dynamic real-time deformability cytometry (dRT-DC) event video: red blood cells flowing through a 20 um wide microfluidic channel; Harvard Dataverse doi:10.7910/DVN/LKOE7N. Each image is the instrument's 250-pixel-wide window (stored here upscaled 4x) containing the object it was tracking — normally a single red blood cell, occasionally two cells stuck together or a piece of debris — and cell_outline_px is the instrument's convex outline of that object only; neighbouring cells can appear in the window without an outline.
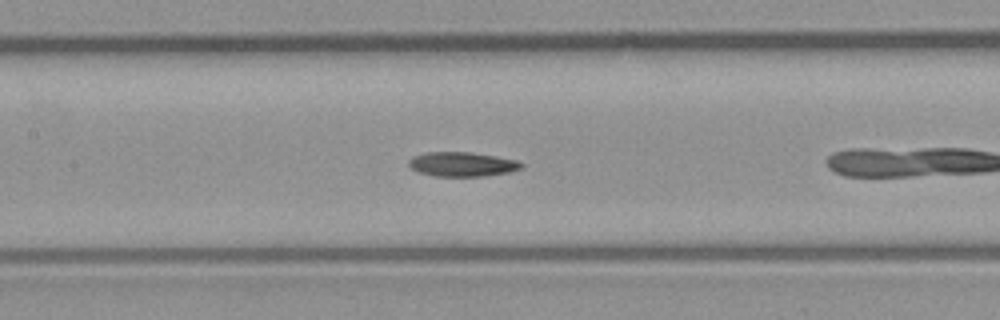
{"species": "common noctule bat (a hibernating species)", "species_latin": "Nyctalus noctula", "temperature_condition": "room temperature", "stored_images_in_passage": 18, "camera_frame_rate_fps": 3000, "um_per_image_px": 0.085, "animal": {"sex": "male", "body_mass_g": 23.1, "forearm_length_mm": 52.7}, "frame": {"image": 1, "passage_image": 8, "time_ms": 2.333, "image_size_px": [1000, 320], "cell_outline_px": [[524, 168], [508, 172], [484, 176], [436, 176], [420, 172], [412, 168], [408, 164], [408, 160], [412, 156], [424, 152], [472, 152], [496, 156], [516, 160], [524, 164]], "centroid_in_image_um": [39.29, 13.95], "position_along_channel_um": 168.1, "area_um2": 16.07}}
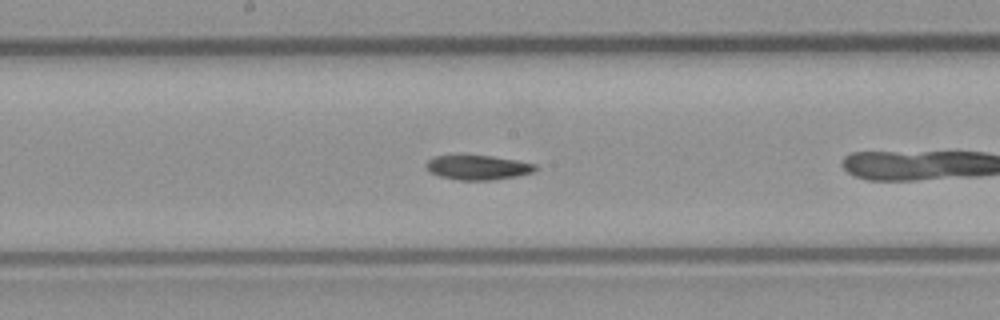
{"frame": {"image": 2, "passage_image": 11, "time_ms": 3.333, "image_size_px": [1000, 320], "cell_outline_px": [[536, 172], [516, 176], [492, 180], [460, 180], [440, 176], [432, 172], [424, 164], [428, 160], [436, 156], [492, 156], [516, 160], [536, 164]], "centroid_in_image_um": [40.66, 14.24], "position_along_channel_um": 207.5, "area_um2": 15.37}}